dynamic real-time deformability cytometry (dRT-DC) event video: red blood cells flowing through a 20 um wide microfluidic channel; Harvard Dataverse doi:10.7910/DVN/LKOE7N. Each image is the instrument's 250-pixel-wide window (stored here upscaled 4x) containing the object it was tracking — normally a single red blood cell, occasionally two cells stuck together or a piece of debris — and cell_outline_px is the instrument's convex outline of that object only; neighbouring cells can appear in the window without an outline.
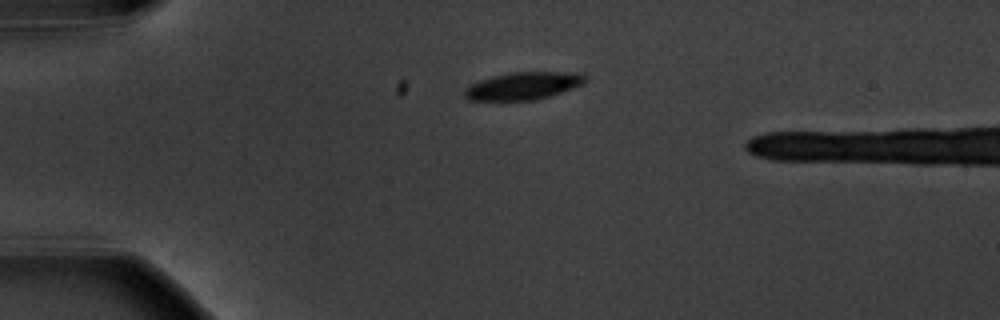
{"species": "common noctule bat (a hibernating species)", "species_latin": "Nyctalus noctula", "temperature_condition": "warm", "stored_images_in_passage": 2, "camera_frame_rate_fps": 3000, "um_per_image_px": 0.085, "animal": {"sex": "male", "body_mass_g": 20.1, "forearm_length_mm": 53.5}, "frame": {"image": 1, "passage_image": 1, "time_ms": 0.0, "image_size_px": [1000, 320], "cell_outline_px": [[588, 80], [584, 84], [548, 96], [532, 100], [468, 100], [464, 96], [464, 88], [480, 80], [492, 76], [508, 72], [576, 72], [588, 76]], "centroid_in_image_um": [44.49, 7.28], "position_along_channel_um": 40.5, "area_um2": 19.36}}